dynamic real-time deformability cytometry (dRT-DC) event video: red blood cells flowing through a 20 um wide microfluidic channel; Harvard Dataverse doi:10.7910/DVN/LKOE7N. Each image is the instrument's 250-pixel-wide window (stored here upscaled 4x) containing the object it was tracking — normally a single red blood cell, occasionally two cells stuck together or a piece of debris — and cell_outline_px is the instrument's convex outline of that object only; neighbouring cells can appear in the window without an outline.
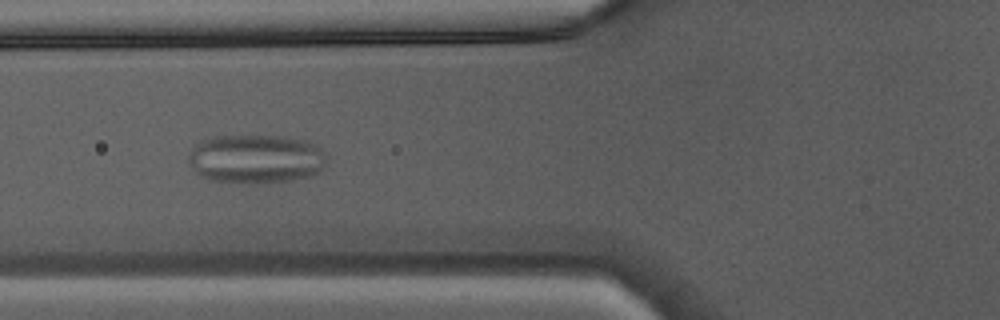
{"species": "Egyptian fruit bat (a non-hibernating species)", "species_latin": "Rousettus aegyptiacus", "temperature_condition": "warm", "stored_images_in_passage": 30, "camera_frame_rate_fps": 3000, "um_per_image_px": 0.085, "animal": {"sex": "male"}, "frame": {"image": 1, "passage_image": 5, "time_ms": 1.333, "image_size_px": [1000, 320], "cell_outline_px": [[328, 156], [320, 172], [312, 176], [288, 180], [260, 184], [240, 184], [212, 180], [200, 176], [196, 172], [188, 160], [188, 156], [192, 148], [200, 140], [212, 136], [280, 136], [304, 140], [316, 144], [328, 152]], "centroid_in_image_um": [21.77, 13.51], "position_along_channel_um": 104.0, "area_um2": 40.11}}